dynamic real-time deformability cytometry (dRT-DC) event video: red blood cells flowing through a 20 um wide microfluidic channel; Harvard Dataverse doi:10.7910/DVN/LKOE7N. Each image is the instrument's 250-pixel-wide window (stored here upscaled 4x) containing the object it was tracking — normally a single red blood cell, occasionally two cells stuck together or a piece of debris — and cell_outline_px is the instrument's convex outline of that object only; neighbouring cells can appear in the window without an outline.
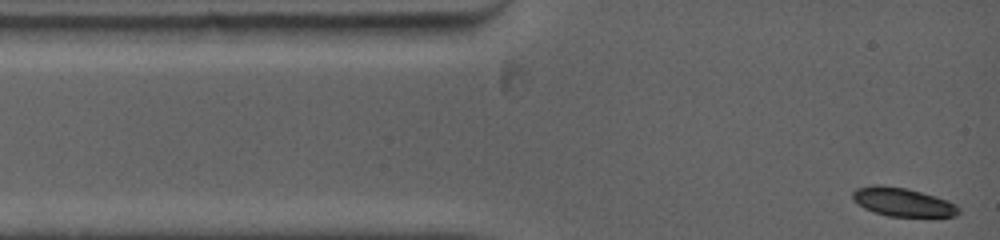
{"species": "common noctule bat (a hibernating species)", "species_latin": "Nyctalus noctula", "temperature_condition": "warm", "stored_images_in_passage": 43, "camera_frame_rate_fps": 5000, "um_per_image_px": 0.085, "animal": {"sex": "female", "body_mass_g": 19.0, "forearm_length_mm": 53.3}, "frame": {"image": 1, "passage_image": 1, "time_ms": 0.0, "image_size_px": [1000, 240], "cell_outline_px": [[960, 212], [956, 216], [888, 216], [864, 208], [852, 200], [852, 192], [856, 188], [872, 184], [880, 184], [908, 188], [936, 196], [948, 200], [956, 204], [960, 208]], "centroid_in_image_um": [76.72, 17.15], "position_along_channel_um": 8.3, "area_um2": 17.86}}
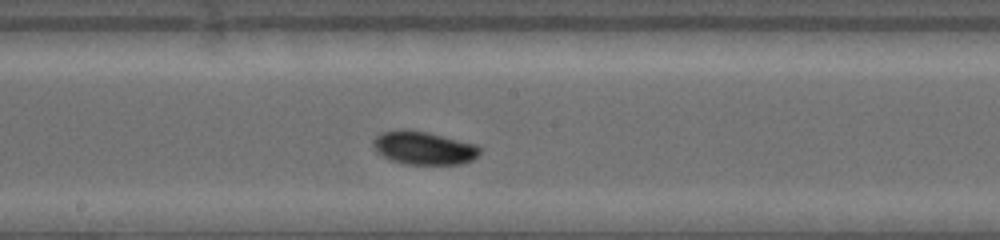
{"frame": {"image": 2, "passage_image": 25, "time_ms": 6.4, "image_size_px": [1000, 240], "cell_outline_px": [[480, 152], [472, 160], [464, 164], [404, 164], [392, 160], [376, 152], [372, 144], [372, 140], [380, 132], [400, 128], [404, 128], [428, 132], [476, 144], [480, 148]], "centroid_in_image_um": [35.98, 12.56], "position_along_channel_um": 212.2, "area_um2": 20.87}}
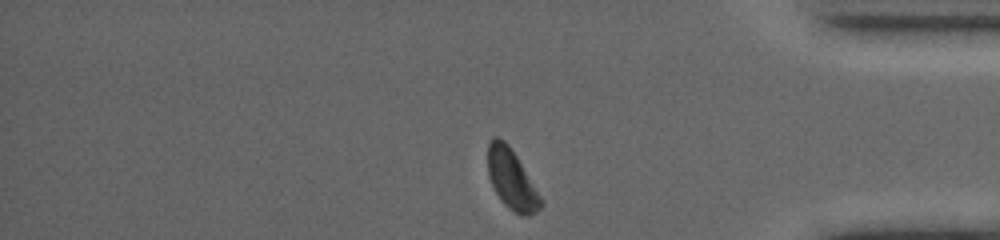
{"frame": {"image": 3, "passage_image": 43, "time_ms": 11.6, "image_size_px": [1000, 240], "cell_outline_px": [[544, 204], [536, 212], [528, 216], [520, 216], [512, 212], [500, 200], [488, 176], [488, 144], [492, 136], [496, 136], [504, 140], [508, 144], [516, 156], [540, 196]], "centroid_in_image_um": [43.47, 15.27], "position_along_channel_um": 391.7, "area_um2": 18.38}, "authors_computed_cell_mechanics": {"area_um2": 19.652, "velocity_mm_per_s": 3.8821, "shape_relaxation_time_tau1_ms": 3.3164, "shape_relaxation_time_tau2_ms": null, "deformation_change_tau1": 0.1087, "deformation_change_tau2": null}}